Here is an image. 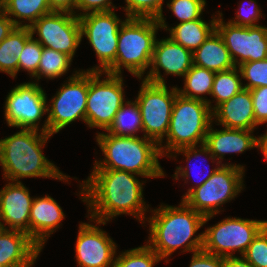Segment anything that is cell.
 <instances>
[{
  "label": "cell",
  "mask_w": 267,
  "mask_h": 267,
  "mask_svg": "<svg viewBox=\"0 0 267 267\" xmlns=\"http://www.w3.org/2000/svg\"><path fill=\"white\" fill-rule=\"evenodd\" d=\"M82 183L80 198L88 205L90 221L105 225L116 216L128 214L145 223L149 205L143 198L144 182L135 174L122 170H93Z\"/></svg>",
  "instance_id": "obj_1"
},
{
  "label": "cell",
  "mask_w": 267,
  "mask_h": 267,
  "mask_svg": "<svg viewBox=\"0 0 267 267\" xmlns=\"http://www.w3.org/2000/svg\"><path fill=\"white\" fill-rule=\"evenodd\" d=\"M151 212L154 215L145 219L150 223L146 243L161 259H166L165 263L169 261L167 257L180 247H183L182 252L203 250V233L193 236L204 225L205 217L183 200L178 207L161 204Z\"/></svg>",
  "instance_id": "obj_2"
},
{
  "label": "cell",
  "mask_w": 267,
  "mask_h": 267,
  "mask_svg": "<svg viewBox=\"0 0 267 267\" xmlns=\"http://www.w3.org/2000/svg\"><path fill=\"white\" fill-rule=\"evenodd\" d=\"M51 136L40 130L21 129L12 136L0 139V165L4 178L12 182L33 177L68 182L70 176L63 174L43 154L42 148Z\"/></svg>",
  "instance_id": "obj_3"
},
{
  "label": "cell",
  "mask_w": 267,
  "mask_h": 267,
  "mask_svg": "<svg viewBox=\"0 0 267 267\" xmlns=\"http://www.w3.org/2000/svg\"><path fill=\"white\" fill-rule=\"evenodd\" d=\"M96 141L104 159L95 160L93 170H122L138 177H165L159 163L162 155L159 145L146 137H124L110 133H97Z\"/></svg>",
  "instance_id": "obj_4"
},
{
  "label": "cell",
  "mask_w": 267,
  "mask_h": 267,
  "mask_svg": "<svg viewBox=\"0 0 267 267\" xmlns=\"http://www.w3.org/2000/svg\"><path fill=\"white\" fill-rule=\"evenodd\" d=\"M159 28L157 19L126 17L119 29L115 62L105 72L121 75L124 67L141 79L151 65Z\"/></svg>",
  "instance_id": "obj_5"
},
{
  "label": "cell",
  "mask_w": 267,
  "mask_h": 267,
  "mask_svg": "<svg viewBox=\"0 0 267 267\" xmlns=\"http://www.w3.org/2000/svg\"><path fill=\"white\" fill-rule=\"evenodd\" d=\"M212 122L213 114L207 102L177 94L166 135V144L159 145L162 157H169L175 150L183 147L204 144Z\"/></svg>",
  "instance_id": "obj_6"
},
{
  "label": "cell",
  "mask_w": 267,
  "mask_h": 267,
  "mask_svg": "<svg viewBox=\"0 0 267 267\" xmlns=\"http://www.w3.org/2000/svg\"><path fill=\"white\" fill-rule=\"evenodd\" d=\"M244 169L235 165H221L203 185L194 188L183 201L205 217V225L221 212V205L231 201L241 192Z\"/></svg>",
  "instance_id": "obj_7"
},
{
  "label": "cell",
  "mask_w": 267,
  "mask_h": 267,
  "mask_svg": "<svg viewBox=\"0 0 267 267\" xmlns=\"http://www.w3.org/2000/svg\"><path fill=\"white\" fill-rule=\"evenodd\" d=\"M88 88L89 71H75L52 97L51 105L47 106V119L40 131L53 135L78 119L86 123Z\"/></svg>",
  "instance_id": "obj_8"
},
{
  "label": "cell",
  "mask_w": 267,
  "mask_h": 267,
  "mask_svg": "<svg viewBox=\"0 0 267 267\" xmlns=\"http://www.w3.org/2000/svg\"><path fill=\"white\" fill-rule=\"evenodd\" d=\"M105 73V74H104ZM106 77L100 80L101 75ZM122 75L89 71L86 125L107 131L113 124L116 113L126 102Z\"/></svg>",
  "instance_id": "obj_9"
},
{
  "label": "cell",
  "mask_w": 267,
  "mask_h": 267,
  "mask_svg": "<svg viewBox=\"0 0 267 267\" xmlns=\"http://www.w3.org/2000/svg\"><path fill=\"white\" fill-rule=\"evenodd\" d=\"M135 99L142 117L143 136L162 145L166 137L177 87L168 90L166 84H155L142 80Z\"/></svg>",
  "instance_id": "obj_10"
},
{
  "label": "cell",
  "mask_w": 267,
  "mask_h": 267,
  "mask_svg": "<svg viewBox=\"0 0 267 267\" xmlns=\"http://www.w3.org/2000/svg\"><path fill=\"white\" fill-rule=\"evenodd\" d=\"M266 224L267 220L227 217L203 232V250L220 257L234 256L236 251L243 256Z\"/></svg>",
  "instance_id": "obj_11"
},
{
  "label": "cell",
  "mask_w": 267,
  "mask_h": 267,
  "mask_svg": "<svg viewBox=\"0 0 267 267\" xmlns=\"http://www.w3.org/2000/svg\"><path fill=\"white\" fill-rule=\"evenodd\" d=\"M123 22L113 10L79 16L81 38L87 37L99 61V66L87 71L105 72L115 62L118 34Z\"/></svg>",
  "instance_id": "obj_12"
},
{
  "label": "cell",
  "mask_w": 267,
  "mask_h": 267,
  "mask_svg": "<svg viewBox=\"0 0 267 267\" xmlns=\"http://www.w3.org/2000/svg\"><path fill=\"white\" fill-rule=\"evenodd\" d=\"M37 82H25L7 95L4 117L9 127L39 130V122L47 110V96Z\"/></svg>",
  "instance_id": "obj_13"
},
{
  "label": "cell",
  "mask_w": 267,
  "mask_h": 267,
  "mask_svg": "<svg viewBox=\"0 0 267 267\" xmlns=\"http://www.w3.org/2000/svg\"><path fill=\"white\" fill-rule=\"evenodd\" d=\"M29 28L32 36L37 33L39 38L35 40L43 47L65 53L72 59L82 41L79 17L71 13L51 12Z\"/></svg>",
  "instance_id": "obj_14"
},
{
  "label": "cell",
  "mask_w": 267,
  "mask_h": 267,
  "mask_svg": "<svg viewBox=\"0 0 267 267\" xmlns=\"http://www.w3.org/2000/svg\"><path fill=\"white\" fill-rule=\"evenodd\" d=\"M218 12L216 30L222 36L236 67L245 62L267 59V27L225 23L222 12Z\"/></svg>",
  "instance_id": "obj_15"
},
{
  "label": "cell",
  "mask_w": 267,
  "mask_h": 267,
  "mask_svg": "<svg viewBox=\"0 0 267 267\" xmlns=\"http://www.w3.org/2000/svg\"><path fill=\"white\" fill-rule=\"evenodd\" d=\"M117 245L97 225L80 223L76 239V261L79 267H113Z\"/></svg>",
  "instance_id": "obj_16"
},
{
  "label": "cell",
  "mask_w": 267,
  "mask_h": 267,
  "mask_svg": "<svg viewBox=\"0 0 267 267\" xmlns=\"http://www.w3.org/2000/svg\"><path fill=\"white\" fill-rule=\"evenodd\" d=\"M193 65L192 52L182 45L174 42L170 37L156 40L150 71L143 80L155 83L166 84L165 78L161 75L160 69L165 75L184 77Z\"/></svg>",
  "instance_id": "obj_17"
},
{
  "label": "cell",
  "mask_w": 267,
  "mask_h": 267,
  "mask_svg": "<svg viewBox=\"0 0 267 267\" xmlns=\"http://www.w3.org/2000/svg\"><path fill=\"white\" fill-rule=\"evenodd\" d=\"M34 197L22 182H9L0 190V219L9 230L29 235V218ZM9 226V227H6Z\"/></svg>",
  "instance_id": "obj_18"
},
{
  "label": "cell",
  "mask_w": 267,
  "mask_h": 267,
  "mask_svg": "<svg viewBox=\"0 0 267 267\" xmlns=\"http://www.w3.org/2000/svg\"><path fill=\"white\" fill-rule=\"evenodd\" d=\"M65 218L62 208L49 195L34 197L29 218V236L42 249Z\"/></svg>",
  "instance_id": "obj_19"
},
{
  "label": "cell",
  "mask_w": 267,
  "mask_h": 267,
  "mask_svg": "<svg viewBox=\"0 0 267 267\" xmlns=\"http://www.w3.org/2000/svg\"><path fill=\"white\" fill-rule=\"evenodd\" d=\"M212 124L208 129L205 139V145L217 162L221 165H235L244 168L242 165L223 163L225 154L243 153L248 149L257 148V137L252 134L254 131L244 129H228L217 130L212 128ZM221 159V160H220Z\"/></svg>",
  "instance_id": "obj_20"
},
{
  "label": "cell",
  "mask_w": 267,
  "mask_h": 267,
  "mask_svg": "<svg viewBox=\"0 0 267 267\" xmlns=\"http://www.w3.org/2000/svg\"><path fill=\"white\" fill-rule=\"evenodd\" d=\"M213 121L228 129L254 131L253 100L249 89L243 88L232 98L220 104L213 112Z\"/></svg>",
  "instance_id": "obj_21"
},
{
  "label": "cell",
  "mask_w": 267,
  "mask_h": 267,
  "mask_svg": "<svg viewBox=\"0 0 267 267\" xmlns=\"http://www.w3.org/2000/svg\"><path fill=\"white\" fill-rule=\"evenodd\" d=\"M42 249L24 232L5 229L0 235L3 267H32Z\"/></svg>",
  "instance_id": "obj_22"
},
{
  "label": "cell",
  "mask_w": 267,
  "mask_h": 267,
  "mask_svg": "<svg viewBox=\"0 0 267 267\" xmlns=\"http://www.w3.org/2000/svg\"><path fill=\"white\" fill-rule=\"evenodd\" d=\"M193 65L214 72L226 71L235 66L222 36L215 29L192 53Z\"/></svg>",
  "instance_id": "obj_23"
},
{
  "label": "cell",
  "mask_w": 267,
  "mask_h": 267,
  "mask_svg": "<svg viewBox=\"0 0 267 267\" xmlns=\"http://www.w3.org/2000/svg\"><path fill=\"white\" fill-rule=\"evenodd\" d=\"M166 18L161 14L157 19L161 29L170 32V38L190 50L192 53L208 38V36L216 29L217 16L207 23L205 20L196 19L178 23L175 27L169 28L165 23Z\"/></svg>",
  "instance_id": "obj_24"
},
{
  "label": "cell",
  "mask_w": 267,
  "mask_h": 267,
  "mask_svg": "<svg viewBox=\"0 0 267 267\" xmlns=\"http://www.w3.org/2000/svg\"><path fill=\"white\" fill-rule=\"evenodd\" d=\"M32 37L29 27H16L0 43V72L13 79L18 73L19 56L25 43Z\"/></svg>",
  "instance_id": "obj_25"
},
{
  "label": "cell",
  "mask_w": 267,
  "mask_h": 267,
  "mask_svg": "<svg viewBox=\"0 0 267 267\" xmlns=\"http://www.w3.org/2000/svg\"><path fill=\"white\" fill-rule=\"evenodd\" d=\"M51 12L47 0H4V13L17 27H30L41 16ZM21 19L24 20L20 21ZM25 20L28 21V24L25 23Z\"/></svg>",
  "instance_id": "obj_26"
},
{
  "label": "cell",
  "mask_w": 267,
  "mask_h": 267,
  "mask_svg": "<svg viewBox=\"0 0 267 267\" xmlns=\"http://www.w3.org/2000/svg\"><path fill=\"white\" fill-rule=\"evenodd\" d=\"M215 72L206 68L192 65L190 70L184 76V87L177 88L179 95L189 98L205 101L209 104L212 111L211 101L202 97L203 94L211 95Z\"/></svg>",
  "instance_id": "obj_27"
},
{
  "label": "cell",
  "mask_w": 267,
  "mask_h": 267,
  "mask_svg": "<svg viewBox=\"0 0 267 267\" xmlns=\"http://www.w3.org/2000/svg\"><path fill=\"white\" fill-rule=\"evenodd\" d=\"M143 132L142 117L138 103L126 101L116 113L113 124L107 130L108 133L116 136H138V132Z\"/></svg>",
  "instance_id": "obj_28"
},
{
  "label": "cell",
  "mask_w": 267,
  "mask_h": 267,
  "mask_svg": "<svg viewBox=\"0 0 267 267\" xmlns=\"http://www.w3.org/2000/svg\"><path fill=\"white\" fill-rule=\"evenodd\" d=\"M238 67L226 71L215 72L211 96L216 100L212 112L223 102L232 98L244 87Z\"/></svg>",
  "instance_id": "obj_29"
},
{
  "label": "cell",
  "mask_w": 267,
  "mask_h": 267,
  "mask_svg": "<svg viewBox=\"0 0 267 267\" xmlns=\"http://www.w3.org/2000/svg\"><path fill=\"white\" fill-rule=\"evenodd\" d=\"M72 60L65 53L43 47L37 74L34 76L36 83L43 76L47 79L63 76L69 70Z\"/></svg>",
  "instance_id": "obj_30"
},
{
  "label": "cell",
  "mask_w": 267,
  "mask_h": 267,
  "mask_svg": "<svg viewBox=\"0 0 267 267\" xmlns=\"http://www.w3.org/2000/svg\"><path fill=\"white\" fill-rule=\"evenodd\" d=\"M198 147H200L199 149H198ZM174 154H176V155H173V154H170V156H169V158L171 157H176L177 156V154H179V153H183V155L186 157V162H188V163H191L190 161H191V159L194 157V158H198L199 156H201V155H205L206 156V158H207V156H209L208 158L209 159H212V162L214 163L215 161H217V160H215V158H214V156L210 153V151H209V149H208V147L205 145V144H201V145H197V147L196 146H188V147H183V148H180V149H177V150H175L174 152H173ZM195 161H196V159H195ZM192 165H190V166H185L184 168L183 167H181V166H177L176 167V171H175V173H174V178L173 179H175V180H178L179 179V177H182L183 179H184V183H187L188 182V180L190 179V177H191V175H190V172H189V170H190V167H191ZM198 166V165H197ZM221 165L218 163V162H216V167L214 168V169H212V170H210V172L206 175V176H204L202 179H200L199 181V183H196L195 185L196 186H194V187H191V188H189L188 189V191L183 195V198H182V200L194 189V188H197V187H200L201 185H203L212 175H213V173L220 167ZM197 168V167H196ZM195 177H196V175H195ZM187 181V182H186ZM198 182V181H197Z\"/></svg>",
  "instance_id": "obj_31"
},
{
  "label": "cell",
  "mask_w": 267,
  "mask_h": 267,
  "mask_svg": "<svg viewBox=\"0 0 267 267\" xmlns=\"http://www.w3.org/2000/svg\"><path fill=\"white\" fill-rule=\"evenodd\" d=\"M162 259L147 244L122 252L115 258L113 267H153Z\"/></svg>",
  "instance_id": "obj_32"
},
{
  "label": "cell",
  "mask_w": 267,
  "mask_h": 267,
  "mask_svg": "<svg viewBox=\"0 0 267 267\" xmlns=\"http://www.w3.org/2000/svg\"><path fill=\"white\" fill-rule=\"evenodd\" d=\"M242 79L247 80L245 89L267 86V59L242 63L238 66Z\"/></svg>",
  "instance_id": "obj_33"
},
{
  "label": "cell",
  "mask_w": 267,
  "mask_h": 267,
  "mask_svg": "<svg viewBox=\"0 0 267 267\" xmlns=\"http://www.w3.org/2000/svg\"><path fill=\"white\" fill-rule=\"evenodd\" d=\"M126 17L158 19L163 14L164 0H125Z\"/></svg>",
  "instance_id": "obj_34"
},
{
  "label": "cell",
  "mask_w": 267,
  "mask_h": 267,
  "mask_svg": "<svg viewBox=\"0 0 267 267\" xmlns=\"http://www.w3.org/2000/svg\"><path fill=\"white\" fill-rule=\"evenodd\" d=\"M205 5L206 0H171L167 3L179 23L200 19Z\"/></svg>",
  "instance_id": "obj_35"
},
{
  "label": "cell",
  "mask_w": 267,
  "mask_h": 267,
  "mask_svg": "<svg viewBox=\"0 0 267 267\" xmlns=\"http://www.w3.org/2000/svg\"><path fill=\"white\" fill-rule=\"evenodd\" d=\"M43 46L33 38V36L25 43L24 48L19 56L18 72L23 69L29 75L34 77L40 63Z\"/></svg>",
  "instance_id": "obj_36"
},
{
  "label": "cell",
  "mask_w": 267,
  "mask_h": 267,
  "mask_svg": "<svg viewBox=\"0 0 267 267\" xmlns=\"http://www.w3.org/2000/svg\"><path fill=\"white\" fill-rule=\"evenodd\" d=\"M243 257L254 267H267V224L254 237Z\"/></svg>",
  "instance_id": "obj_37"
},
{
  "label": "cell",
  "mask_w": 267,
  "mask_h": 267,
  "mask_svg": "<svg viewBox=\"0 0 267 267\" xmlns=\"http://www.w3.org/2000/svg\"><path fill=\"white\" fill-rule=\"evenodd\" d=\"M249 4L247 7L239 3V10L236 12V17L234 20H229L228 22L237 26H258V20L262 17L261 9L258 7L256 0L247 1ZM241 8V11H240Z\"/></svg>",
  "instance_id": "obj_38"
},
{
  "label": "cell",
  "mask_w": 267,
  "mask_h": 267,
  "mask_svg": "<svg viewBox=\"0 0 267 267\" xmlns=\"http://www.w3.org/2000/svg\"><path fill=\"white\" fill-rule=\"evenodd\" d=\"M253 100L254 118L257 125L267 122V86L250 90Z\"/></svg>",
  "instance_id": "obj_39"
},
{
  "label": "cell",
  "mask_w": 267,
  "mask_h": 267,
  "mask_svg": "<svg viewBox=\"0 0 267 267\" xmlns=\"http://www.w3.org/2000/svg\"><path fill=\"white\" fill-rule=\"evenodd\" d=\"M115 8L117 7L112 4L111 0H76L75 4L77 12L80 11L76 14L78 17L93 12L112 11Z\"/></svg>",
  "instance_id": "obj_40"
},
{
  "label": "cell",
  "mask_w": 267,
  "mask_h": 267,
  "mask_svg": "<svg viewBox=\"0 0 267 267\" xmlns=\"http://www.w3.org/2000/svg\"><path fill=\"white\" fill-rule=\"evenodd\" d=\"M189 267H224V257L200 250L193 253Z\"/></svg>",
  "instance_id": "obj_41"
},
{
  "label": "cell",
  "mask_w": 267,
  "mask_h": 267,
  "mask_svg": "<svg viewBox=\"0 0 267 267\" xmlns=\"http://www.w3.org/2000/svg\"><path fill=\"white\" fill-rule=\"evenodd\" d=\"M52 12H65L76 15V0H47Z\"/></svg>",
  "instance_id": "obj_42"
},
{
  "label": "cell",
  "mask_w": 267,
  "mask_h": 267,
  "mask_svg": "<svg viewBox=\"0 0 267 267\" xmlns=\"http://www.w3.org/2000/svg\"><path fill=\"white\" fill-rule=\"evenodd\" d=\"M14 22L5 14L0 15V43L16 28Z\"/></svg>",
  "instance_id": "obj_43"
},
{
  "label": "cell",
  "mask_w": 267,
  "mask_h": 267,
  "mask_svg": "<svg viewBox=\"0 0 267 267\" xmlns=\"http://www.w3.org/2000/svg\"><path fill=\"white\" fill-rule=\"evenodd\" d=\"M224 267H254L243 256L224 257Z\"/></svg>",
  "instance_id": "obj_44"
},
{
  "label": "cell",
  "mask_w": 267,
  "mask_h": 267,
  "mask_svg": "<svg viewBox=\"0 0 267 267\" xmlns=\"http://www.w3.org/2000/svg\"><path fill=\"white\" fill-rule=\"evenodd\" d=\"M257 148L261 150L264 155V159L267 160V130L264 135L257 137Z\"/></svg>",
  "instance_id": "obj_45"
},
{
  "label": "cell",
  "mask_w": 267,
  "mask_h": 267,
  "mask_svg": "<svg viewBox=\"0 0 267 267\" xmlns=\"http://www.w3.org/2000/svg\"><path fill=\"white\" fill-rule=\"evenodd\" d=\"M4 13V0H0V15Z\"/></svg>",
  "instance_id": "obj_46"
},
{
  "label": "cell",
  "mask_w": 267,
  "mask_h": 267,
  "mask_svg": "<svg viewBox=\"0 0 267 267\" xmlns=\"http://www.w3.org/2000/svg\"><path fill=\"white\" fill-rule=\"evenodd\" d=\"M6 228L4 227V224L2 223L1 219H0V235L3 233V231L5 230Z\"/></svg>",
  "instance_id": "obj_47"
}]
</instances>
